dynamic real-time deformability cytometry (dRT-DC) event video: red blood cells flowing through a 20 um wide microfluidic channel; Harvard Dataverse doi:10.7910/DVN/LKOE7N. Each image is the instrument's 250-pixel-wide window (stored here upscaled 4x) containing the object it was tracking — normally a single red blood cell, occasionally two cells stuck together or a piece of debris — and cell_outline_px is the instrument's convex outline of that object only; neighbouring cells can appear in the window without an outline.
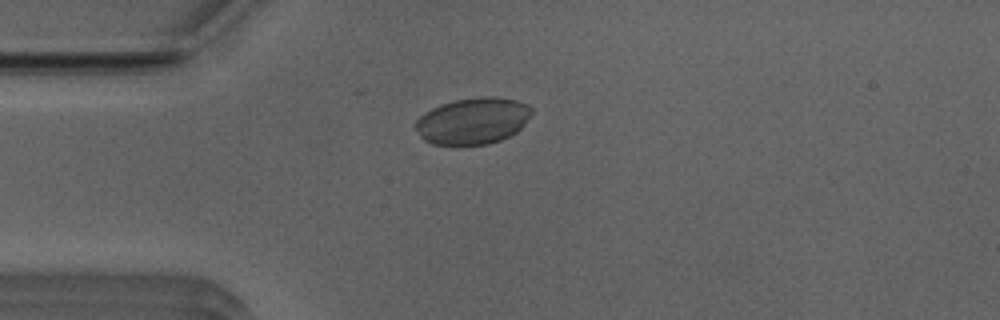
{"species": "Egyptian fruit bat (a non-hibernating species)", "species_latin": "Rousettus aegyptiacus", "temperature_condition": "room temperature", "stored_images_in_passage": 35, "camera_frame_rate_fps": 3000, "um_per_image_px": 0.085, "animal": {"sex": "male"}, "frame": {"image": 1, "passage_image": 1, "time_ms": 0.0, "image_size_px": [1000, 320], "cell_outline_px": [[532, 112], [524, 124], [516, 132], [500, 140], [488, 144], [432, 144], [424, 140], [420, 136], [412, 124], [424, 112], [440, 104], [456, 100], [480, 96], [492, 96], [516, 100], [528, 104], [532, 108]], "centroid_in_image_um": [40.17, 10.26], "position_along_channel_um": 44.8, "area_um2": 31.5}}
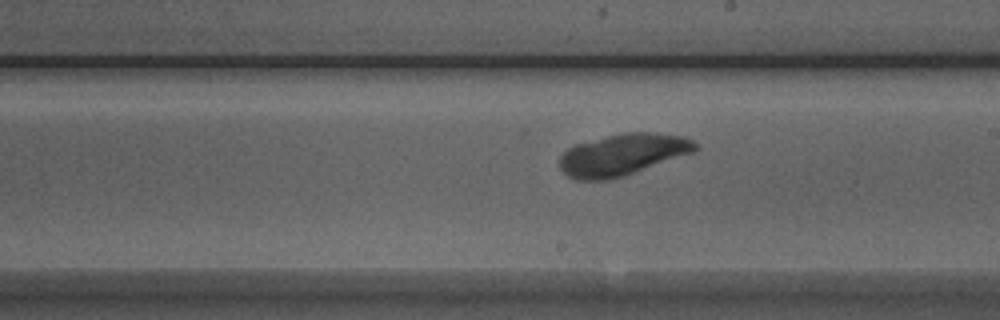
{"frame": {"image": 2, "passage_image": 17, "time_ms": 5.333, "image_size_px": [1000, 320], "cell_outline_px": [[700, 148], [696, 152], [624, 176], [608, 180], [576, 180], [568, 176], [560, 168], [560, 156], [568, 148], [576, 144], [624, 132], [656, 132], [684, 136], [692, 140]], "centroid_in_image_um": [52.97, 13.14], "position_along_channel_um": 236.0, "area_um2": 33.06}}
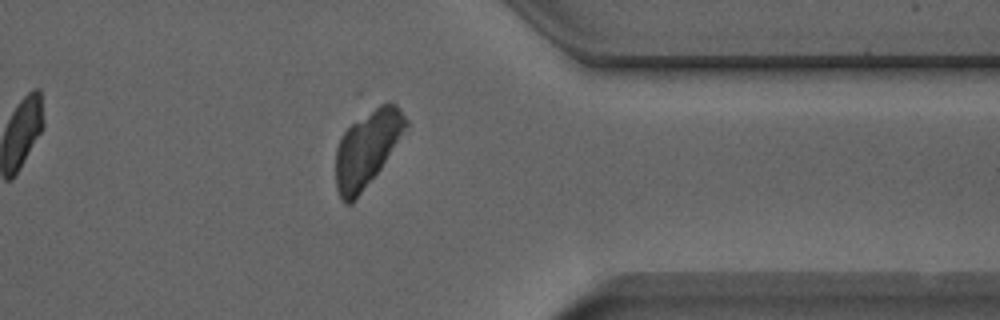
{"frame": {"image": 3, "passage_image": 29, "time_ms": 9.333, "image_size_px": [1000, 320], "cell_outline_px": [[408, 124], [380, 168], [352, 204], [344, 204], [340, 200], [336, 188], [336, 148], [340, 136], [352, 124], [380, 104], [388, 100], [396, 104], [400, 108], [408, 120]], "centroid_in_image_um": [31.17, 12.64], "position_along_channel_um": 380.2, "area_um2": 30.52}}